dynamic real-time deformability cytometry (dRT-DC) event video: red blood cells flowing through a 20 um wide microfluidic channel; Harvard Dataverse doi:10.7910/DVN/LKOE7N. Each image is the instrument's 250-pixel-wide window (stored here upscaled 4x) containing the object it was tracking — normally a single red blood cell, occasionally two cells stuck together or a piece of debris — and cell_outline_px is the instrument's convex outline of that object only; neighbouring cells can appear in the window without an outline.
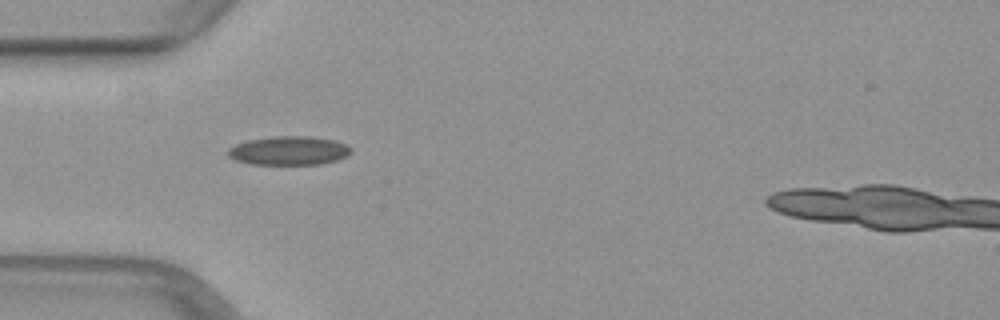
{"species": "common noctule bat (a hibernating species)", "species_latin": "Nyctalus noctula", "temperature_condition": "warm", "stored_images_in_passage": 35, "camera_frame_rate_fps": 3000, "um_per_image_px": 0.085, "animal": {"sex": "female", "body_mass_g": 29.2, "forearm_length_mm": 56.3}, "frame": {"image": 1, "passage_image": 1, "time_ms": 0.0, "image_size_px": [1000, 320], "cell_outline_px": [[352, 152], [348, 156], [336, 160], [320, 164], [252, 164], [236, 160], [228, 156], [228, 148], [236, 144], [248, 140], [272, 136], [308, 136], [336, 140], [352, 148]], "centroid_in_image_um": [24.58, 12.8], "position_along_channel_um": 60.4, "area_um2": 20.69}}
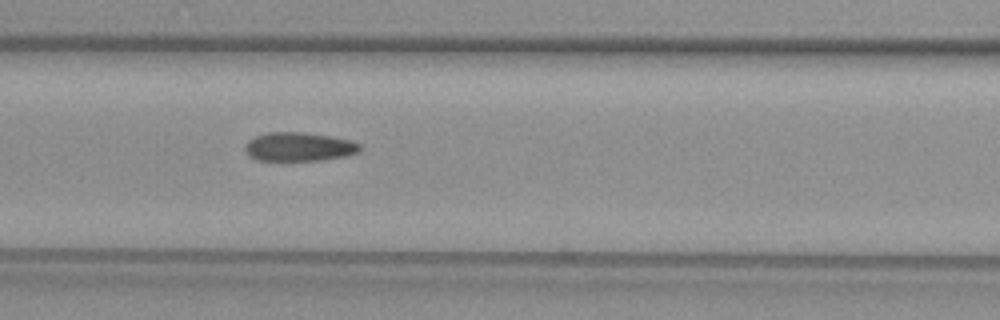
{"frame": {"image": 2, "passage_image": 7, "time_ms": 2.0, "image_size_px": [1000, 320], "cell_outline_px": [[360, 152], [344, 156], [320, 160], [284, 164], [256, 160], [248, 156], [244, 152], [244, 144], [248, 140], [256, 136], [268, 132], [304, 132], [328, 136], [348, 140], [360, 144]], "centroid_in_image_um": [25.3, 12.53], "position_along_channel_um": 141.3, "area_um2": 20.17}}
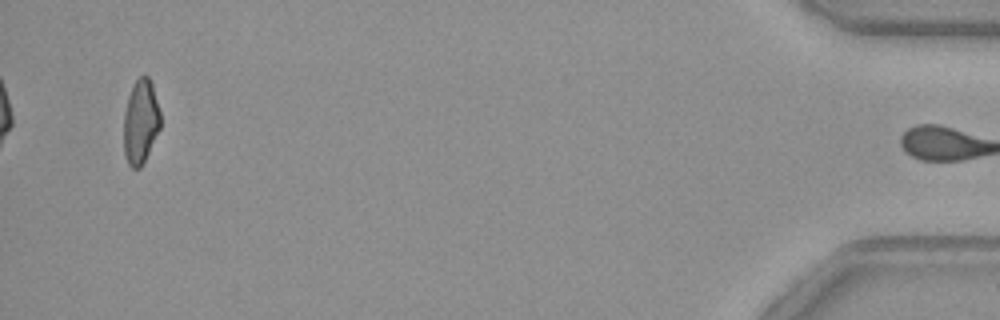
{"frame": {"image": 3, "passage_image": 34, "time_ms": 11.0, "image_size_px": [1000, 320], "cell_outline_px": [[160, 128], [140, 168], [132, 168], [128, 164], [124, 152], [124, 112], [128, 96], [132, 84], [140, 76], [148, 76], [152, 84], [160, 112]], "centroid_in_image_um": [11.94, 10.32], "position_along_channel_um": 423.3, "area_um2": 17.86}}